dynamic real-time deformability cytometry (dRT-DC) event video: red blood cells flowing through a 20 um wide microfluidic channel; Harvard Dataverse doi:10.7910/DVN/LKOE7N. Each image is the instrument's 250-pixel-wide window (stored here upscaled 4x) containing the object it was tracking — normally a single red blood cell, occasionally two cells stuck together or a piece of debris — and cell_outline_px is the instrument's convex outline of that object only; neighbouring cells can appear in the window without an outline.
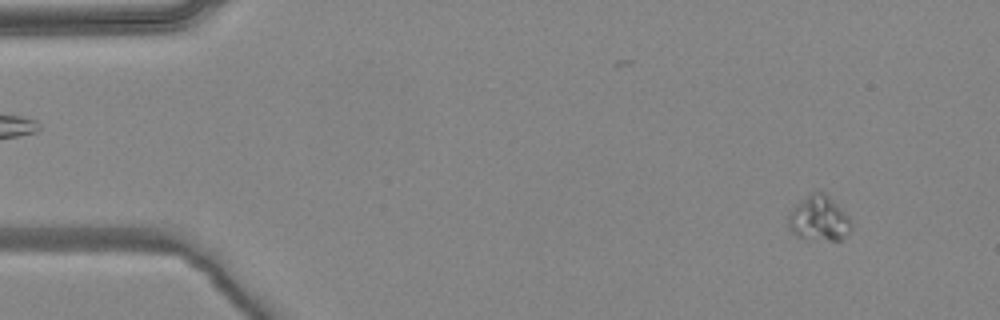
{"species": "common noctule bat (a hibernating species)", "species_latin": "Nyctalus noctula", "temperature_condition": "warm", "stored_images_in_passage": 3, "camera_frame_rate_fps": 3000, "um_per_image_px": 0.085, "animal": {"sex": "female", "body_mass_g": 24.6, "forearm_length_mm": 56.2}, "frame": {"image": 1, "passage_image": 1, "time_ms": 0.0, "image_size_px": [1000, 320], "cell_outline_px": [[852, 228], [840, 240], [808, 240], [796, 236], [788, 228], [788, 212], [800, 200], [816, 188], [824, 192], [852, 220]], "centroid_in_image_um": [69.57, 18.56], "position_along_channel_um": 15.4, "area_um2": 16.88}}
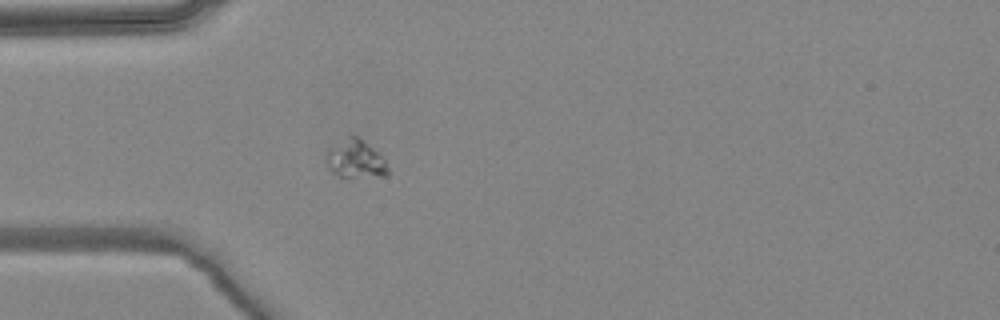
{"frame": {"image": 2, "passage_image": 3, "time_ms": 0.667, "image_size_px": [1000, 320], "cell_outline_px": [[388, 176], [340, 176], [332, 172], [328, 168], [324, 156], [332, 148], [348, 136], [360, 136], [384, 160], [388, 168]], "centroid_in_image_um": [30.21, 13.53], "position_along_channel_um": 54.8, "area_um2": 13.29}}